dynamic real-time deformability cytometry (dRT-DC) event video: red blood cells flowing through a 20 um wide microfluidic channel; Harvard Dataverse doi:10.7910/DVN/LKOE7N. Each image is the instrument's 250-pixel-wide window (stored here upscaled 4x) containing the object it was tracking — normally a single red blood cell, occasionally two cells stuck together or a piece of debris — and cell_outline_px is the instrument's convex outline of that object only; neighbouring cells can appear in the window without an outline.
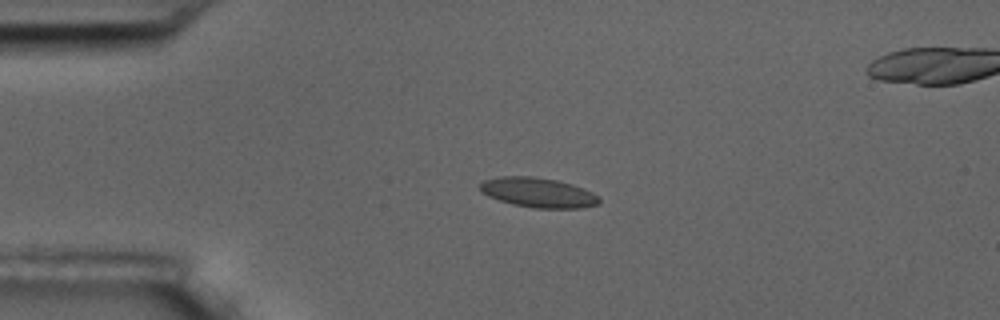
{"species": "common noctule bat (a hibernating species)", "species_latin": "Nyctalus noctula", "temperature_condition": "room temperature", "stored_images_in_passage": 5, "camera_frame_rate_fps": 3000, "um_per_image_px": 0.085, "animal": {"sex": "male", "body_mass_g": 17.5, "forearm_length_mm": 52.3}, "frame": {"image": 1, "passage_image": 3, "time_ms": 3.0, "image_size_px": [1000, 320], "cell_outline_px": [[600, 200], [596, 204], [580, 208], [532, 208], [512, 204], [488, 196], [480, 192], [480, 184], [484, 180], [496, 176], [532, 176], [556, 180], [572, 184], [584, 188], [600, 196]], "centroid_in_image_um": [45.72, 16.36], "position_along_channel_um": 39.3, "area_um2": 20.75}}